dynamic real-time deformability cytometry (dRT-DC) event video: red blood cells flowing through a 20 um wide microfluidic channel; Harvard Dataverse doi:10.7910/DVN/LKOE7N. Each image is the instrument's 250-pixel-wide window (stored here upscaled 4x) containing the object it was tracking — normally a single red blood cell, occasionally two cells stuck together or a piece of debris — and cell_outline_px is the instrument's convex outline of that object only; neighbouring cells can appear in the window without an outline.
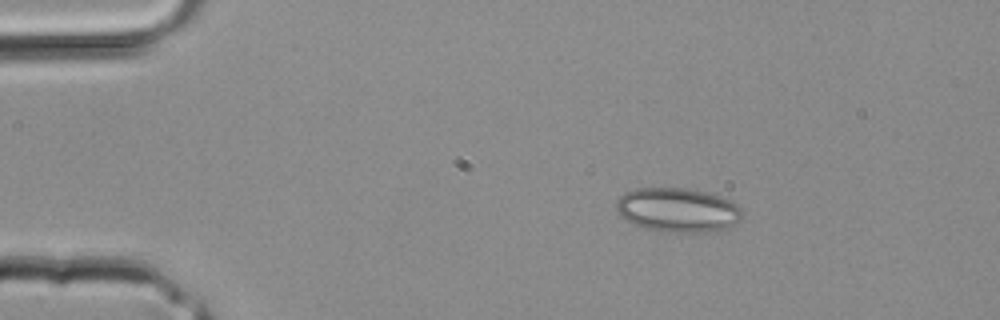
{"species": "common noctule bat (a hibernating species)", "species_latin": "Nyctalus noctula", "temperature_condition": "room temperature", "stored_images_in_passage": 2, "camera_frame_rate_fps": 3000, "um_per_image_px": 0.085, "animal": {"sex": "male", "body_mass_g": 20.4}, "frame": {"image": 1, "passage_image": 1, "time_ms": 0.0, "image_size_px": [1000, 320], "cell_outline_px": [[740, 220], [716, 232], [668, 232], [644, 228], [632, 224], [620, 216], [616, 212], [616, 200], [624, 192], [636, 188], [684, 188], [704, 192], [720, 196], [732, 200], [740, 208]], "centroid_in_image_um": [57.55, 17.85], "position_along_channel_um": 27.4, "area_um2": 32.54}}